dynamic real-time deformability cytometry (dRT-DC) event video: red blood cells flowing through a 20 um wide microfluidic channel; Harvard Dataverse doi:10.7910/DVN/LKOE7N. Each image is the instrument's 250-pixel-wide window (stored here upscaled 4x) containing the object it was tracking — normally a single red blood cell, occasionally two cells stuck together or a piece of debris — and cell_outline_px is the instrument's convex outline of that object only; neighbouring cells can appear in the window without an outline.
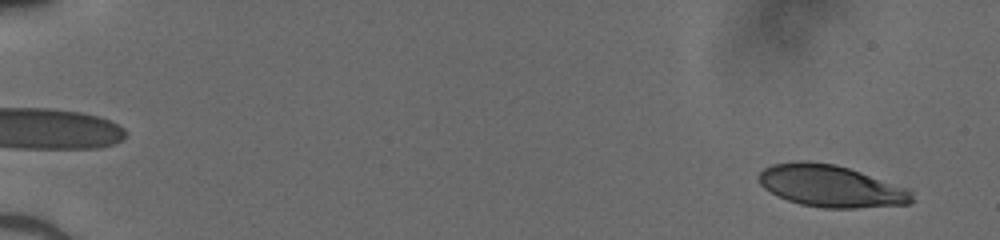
{"species": "human", "species_latin": "Homo sapiens", "temperature_condition": "cold", "stored_images_in_passage": 51, "camera_frame_rate_fps": 3000, "um_per_image_px": 0.085, "donor": {"sex": "male"}, "frame": {"image": 1, "passage_image": 3, "time_ms": 0.667, "image_size_px": [1000, 240], "cell_outline_px": [[916, 200], [908, 204], [856, 208], [824, 208], [800, 204], [788, 200], [764, 188], [760, 184], [760, 172], [764, 168], [772, 164], [800, 160], [808, 160], [836, 164], [912, 188]], "centroid_in_image_um": [70.72, 15.81], "position_along_channel_um": 14.3, "area_um2": 37.86}}
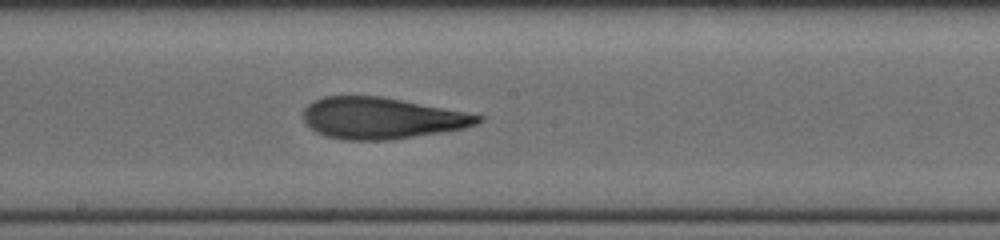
{"frame": {"image": 2, "passage_image": 30, "time_ms": 9.667, "image_size_px": [1000, 240], "cell_outline_px": [[484, 120], [476, 124], [464, 128], [440, 132], [388, 140], [348, 140], [328, 136], [316, 132], [304, 120], [304, 108], [308, 104], [324, 96], [380, 96], [464, 112], [484, 116]], "centroid_in_image_um": [32.43, 10.04], "position_along_channel_um": 215.8, "area_um2": 41.5}}
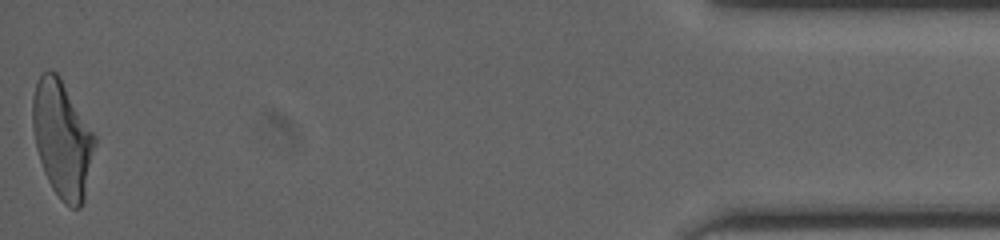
{"frame": {"image": 3, "passage_image": 51, "time_ms": 16.667, "image_size_px": [1000, 240], "cell_outline_px": [[96, 144], [84, 200], [80, 208], [72, 208], [64, 204], [52, 188], [44, 172], [36, 148], [32, 128], [32, 96], [36, 80], [48, 68], [56, 72], [60, 76], [96, 136]], "centroid_in_image_um": [5.28, 11.8], "position_along_channel_um": 429.9, "area_um2": 42.66}}